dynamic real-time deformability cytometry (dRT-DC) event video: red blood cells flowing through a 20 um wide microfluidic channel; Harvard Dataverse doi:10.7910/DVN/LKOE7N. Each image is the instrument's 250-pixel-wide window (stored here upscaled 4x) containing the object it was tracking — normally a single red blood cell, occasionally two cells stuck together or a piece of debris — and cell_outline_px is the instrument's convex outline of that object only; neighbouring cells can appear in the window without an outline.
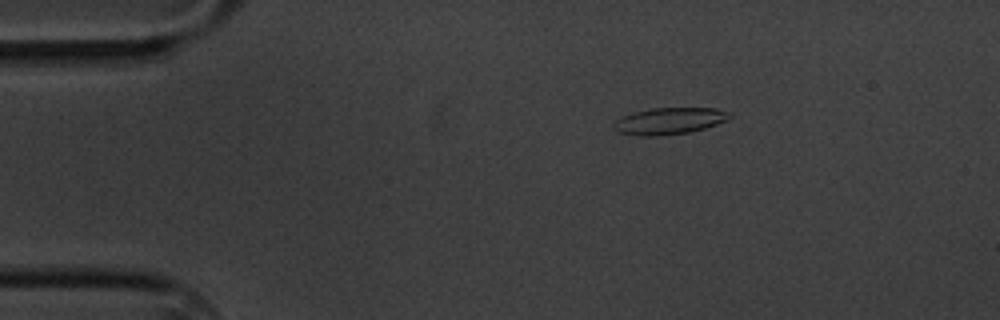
{"species": "common noctule bat (a hibernating species)", "species_latin": "Nyctalus noctula", "temperature_condition": "cold", "stored_images_in_passage": 3, "camera_frame_rate_fps": 3000, "um_per_image_px": 0.085, "animal": {"sex": "male", "body_mass_g": 20.1, "forearm_length_mm": 53.5}, "frame": {"image": 1, "passage_image": 1, "time_ms": 0.0, "image_size_px": [1000, 320], "cell_outline_px": [[732, 116], [728, 120], [704, 128], [688, 132], [660, 136], [644, 136], [620, 132], [612, 128], [612, 124], [616, 120], [632, 112], [652, 108], [716, 108], [728, 112]], "centroid_in_image_um": [56.88, 10.27], "position_along_channel_um": 28.1, "area_um2": 17.92}}